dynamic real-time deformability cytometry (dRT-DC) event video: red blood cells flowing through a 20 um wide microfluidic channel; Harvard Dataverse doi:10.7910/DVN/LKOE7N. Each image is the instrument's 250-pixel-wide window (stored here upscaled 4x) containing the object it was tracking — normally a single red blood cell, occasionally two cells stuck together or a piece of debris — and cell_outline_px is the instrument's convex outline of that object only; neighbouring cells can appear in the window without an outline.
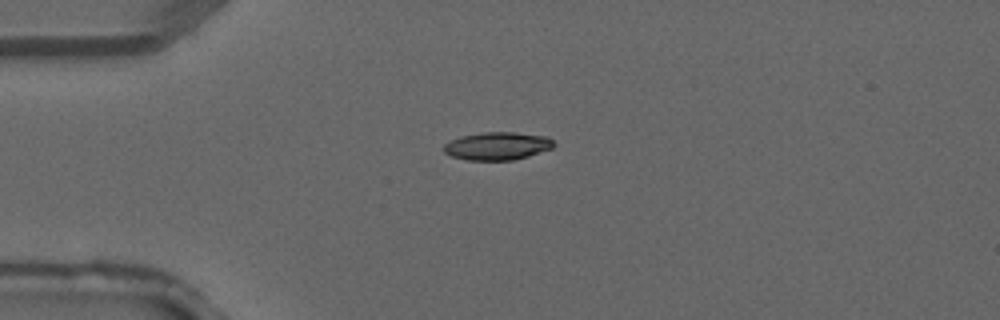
{"species": "common noctule bat (a hibernating species)", "species_latin": "Nyctalus noctula", "temperature_condition": "warm", "stored_images_in_passage": 2, "camera_frame_rate_fps": 3000, "um_per_image_px": 0.085, "animal": {"sex": "male", "forearm_length_mm": 52.5}, "frame": {"image": 1, "passage_image": 2, "time_ms": 0.333, "image_size_px": [1000, 320], "cell_outline_px": [[556, 144], [552, 148], [528, 156], [512, 160], [468, 160], [452, 156], [444, 152], [444, 144], [452, 140], [464, 136], [484, 132], [516, 132], [548, 136]], "centroid_in_image_um": [42.32, 12.41], "position_along_channel_um": 42.7, "area_um2": 17.74}}